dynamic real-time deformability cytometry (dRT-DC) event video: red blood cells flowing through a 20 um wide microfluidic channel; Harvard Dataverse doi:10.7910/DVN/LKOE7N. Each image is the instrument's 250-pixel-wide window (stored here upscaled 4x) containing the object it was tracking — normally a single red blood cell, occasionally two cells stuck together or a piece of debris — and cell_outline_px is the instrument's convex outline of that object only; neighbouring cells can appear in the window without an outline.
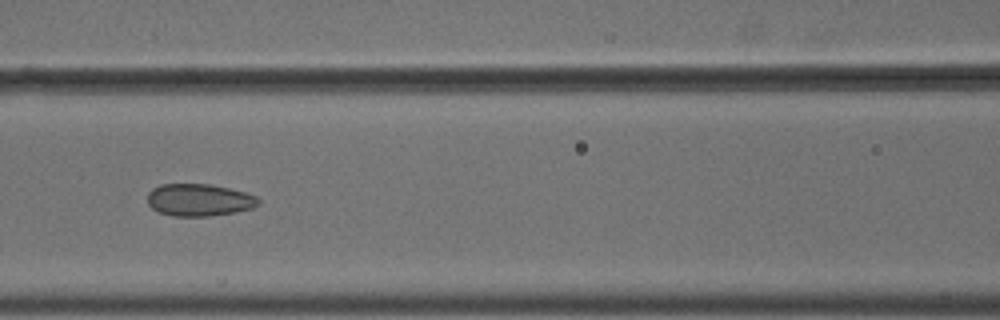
{"species": "common noctule bat (a hibernating species)", "species_latin": "Nyctalus noctula", "temperature_condition": "cold", "stored_images_in_passage": 8, "camera_frame_rate_fps": 3000, "um_per_image_px": 0.085, "animal": {"sex": "male", "body_mass_g": 18.8}, "frame": {"image": 1, "passage_image": 7, "time_ms": 2.0, "image_size_px": [1000, 320], "cell_outline_px": [[260, 204], [252, 208], [236, 212], [212, 216], [172, 216], [160, 212], [152, 208], [148, 204], [148, 192], [152, 188], [160, 184], [208, 184], [228, 188], [244, 192], [256, 196], [260, 200]], "centroid_in_image_um": [16.92, 17.0], "position_along_channel_um": 149.7, "area_um2": 20.92}}
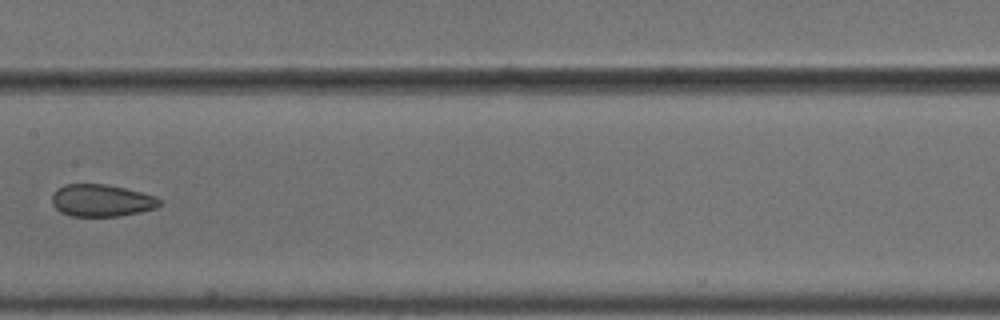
{"frame": {"image": 2, "passage_image": 8, "time_ms": 2.333, "image_size_px": [1000, 320], "cell_outline_px": [[164, 200], [156, 208], [140, 212], [120, 216], [72, 216], [60, 212], [52, 204], [52, 196], [56, 188], [64, 184], [104, 184], [124, 188], [156, 196]], "centroid_in_image_um": [8.63, 17.04], "position_along_channel_um": 198.8, "area_um2": 20.29}}